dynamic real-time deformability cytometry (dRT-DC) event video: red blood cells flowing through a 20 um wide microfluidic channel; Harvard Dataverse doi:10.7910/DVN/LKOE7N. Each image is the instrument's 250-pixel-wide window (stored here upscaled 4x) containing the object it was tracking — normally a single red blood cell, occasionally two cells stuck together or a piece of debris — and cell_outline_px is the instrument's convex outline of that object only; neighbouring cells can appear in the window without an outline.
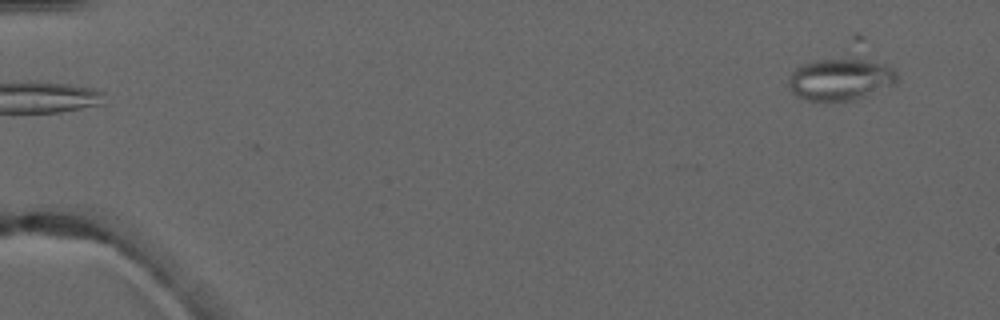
{"species": "common noctule bat (a hibernating species)", "species_latin": "Nyctalus noctula", "temperature_condition": "warm", "stored_images_in_passage": 4, "camera_frame_rate_fps": 3000, "um_per_image_px": 0.085, "animal": {"sex": "male", "forearm_length_mm": 52.5}, "frame": {"image": 1, "passage_image": 1, "time_ms": 0.0, "image_size_px": [1000, 320], "cell_outline_px": [[900, 80], [896, 84], [852, 100], [804, 100], [796, 96], [792, 92], [788, 84], [788, 80], [792, 72], [800, 64], [812, 60], [848, 52], [852, 52], [884, 64], [892, 68], [896, 72]], "centroid_in_image_um": [71.46, 6.61], "position_along_channel_um": 13.5, "area_um2": 28.21}}
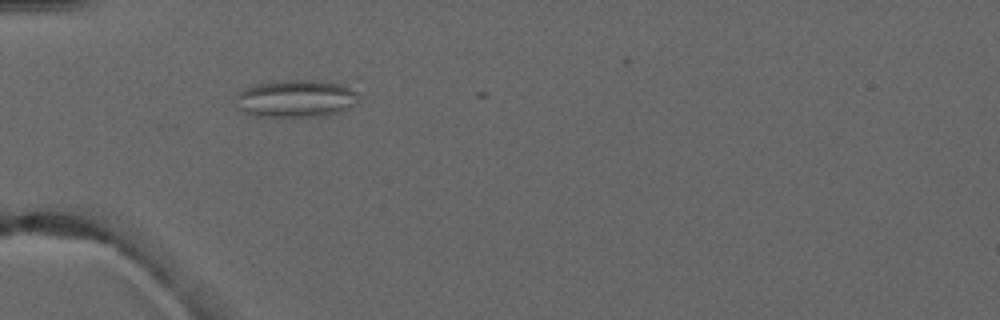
{"frame": {"image": 2, "passage_image": 4, "time_ms": 4.333, "image_size_px": [1000, 320], "cell_outline_px": [[360, 96], [356, 104], [340, 112], [328, 116], [256, 116], [244, 112], [236, 108], [236, 96], [244, 88], [256, 84], [284, 80], [312, 80], [340, 84], [360, 92]], "centroid_in_image_um": [25.18, 8.38], "position_along_channel_um": 59.8, "area_um2": 26.99}}